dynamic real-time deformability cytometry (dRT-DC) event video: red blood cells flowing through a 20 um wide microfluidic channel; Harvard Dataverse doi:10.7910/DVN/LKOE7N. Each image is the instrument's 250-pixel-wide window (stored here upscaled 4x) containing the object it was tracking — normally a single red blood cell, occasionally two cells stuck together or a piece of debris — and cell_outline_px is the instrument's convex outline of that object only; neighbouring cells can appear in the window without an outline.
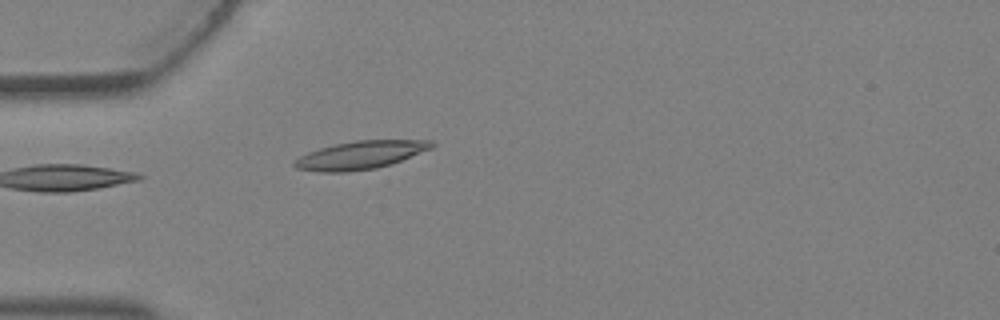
{"species": "Egyptian fruit bat (a non-hibernating species)", "species_latin": "Rousettus aegyptiacus", "temperature_condition": "warm", "stored_images_in_passage": 3, "camera_frame_rate_fps": 3000, "um_per_image_px": 0.085, "animal": {"sex": "female"}, "frame": {"image": 1, "passage_image": 3, "time_ms": 0.667, "image_size_px": [1000, 320], "cell_outline_px": [[436, 144], [432, 148], [392, 164], [376, 168], [348, 172], [320, 172], [296, 168], [292, 164], [300, 156], [308, 152], [320, 148], [336, 144], [356, 140], [432, 140]], "centroid_in_image_um": [30.66, 13.18], "position_along_channel_um": 54.3, "area_um2": 22.43}}